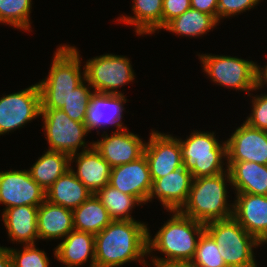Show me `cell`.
Listing matches in <instances>:
<instances>
[{"instance_id": "6da1fadb", "label": "cell", "mask_w": 267, "mask_h": 267, "mask_svg": "<svg viewBox=\"0 0 267 267\" xmlns=\"http://www.w3.org/2000/svg\"><path fill=\"white\" fill-rule=\"evenodd\" d=\"M147 226L137 220H113L95 235V267H119L131 261L147 266Z\"/></svg>"}, {"instance_id": "7a4b0ae2", "label": "cell", "mask_w": 267, "mask_h": 267, "mask_svg": "<svg viewBox=\"0 0 267 267\" xmlns=\"http://www.w3.org/2000/svg\"><path fill=\"white\" fill-rule=\"evenodd\" d=\"M172 213L169 220L159 228L154 238L148 228V255L153 251L166 257L152 255V265L189 264L194 257L199 238L205 231V224L182 214L179 210Z\"/></svg>"}, {"instance_id": "3957f363", "label": "cell", "mask_w": 267, "mask_h": 267, "mask_svg": "<svg viewBox=\"0 0 267 267\" xmlns=\"http://www.w3.org/2000/svg\"><path fill=\"white\" fill-rule=\"evenodd\" d=\"M81 61L75 46L63 44L56 48L48 76L38 82L41 108H62L73 90L85 80Z\"/></svg>"}, {"instance_id": "277c9868", "label": "cell", "mask_w": 267, "mask_h": 267, "mask_svg": "<svg viewBox=\"0 0 267 267\" xmlns=\"http://www.w3.org/2000/svg\"><path fill=\"white\" fill-rule=\"evenodd\" d=\"M226 185L232 186L228 170L193 179L187 201L179 211L203 224L232 217L233 203H228Z\"/></svg>"}, {"instance_id": "5b68a950", "label": "cell", "mask_w": 267, "mask_h": 267, "mask_svg": "<svg viewBox=\"0 0 267 267\" xmlns=\"http://www.w3.org/2000/svg\"><path fill=\"white\" fill-rule=\"evenodd\" d=\"M215 136V132L194 130L185 140L178 138L183 167L190 171L193 179L215 176L228 170L227 162L224 163L227 159L226 141L221 144Z\"/></svg>"}, {"instance_id": "8992f818", "label": "cell", "mask_w": 267, "mask_h": 267, "mask_svg": "<svg viewBox=\"0 0 267 267\" xmlns=\"http://www.w3.org/2000/svg\"><path fill=\"white\" fill-rule=\"evenodd\" d=\"M205 231L218 245L227 267H258L254 249L262 245L233 216L205 224Z\"/></svg>"}, {"instance_id": "52a82bcc", "label": "cell", "mask_w": 267, "mask_h": 267, "mask_svg": "<svg viewBox=\"0 0 267 267\" xmlns=\"http://www.w3.org/2000/svg\"><path fill=\"white\" fill-rule=\"evenodd\" d=\"M203 72L217 85L235 89L236 91H256L257 63L241 57L225 55L198 54Z\"/></svg>"}, {"instance_id": "ba28073f", "label": "cell", "mask_w": 267, "mask_h": 267, "mask_svg": "<svg viewBox=\"0 0 267 267\" xmlns=\"http://www.w3.org/2000/svg\"><path fill=\"white\" fill-rule=\"evenodd\" d=\"M43 129L48 149L50 151L63 152L69 156L87 150L93 146L85 142V136L89 133L85 123L72 120L63 110L41 108ZM83 146V147H82Z\"/></svg>"}, {"instance_id": "9c48e42d", "label": "cell", "mask_w": 267, "mask_h": 267, "mask_svg": "<svg viewBox=\"0 0 267 267\" xmlns=\"http://www.w3.org/2000/svg\"><path fill=\"white\" fill-rule=\"evenodd\" d=\"M130 62L128 57L111 53L93 57L83 66L85 80L94 92L123 94L117 90L135 80L136 74Z\"/></svg>"}, {"instance_id": "30bf717a", "label": "cell", "mask_w": 267, "mask_h": 267, "mask_svg": "<svg viewBox=\"0 0 267 267\" xmlns=\"http://www.w3.org/2000/svg\"><path fill=\"white\" fill-rule=\"evenodd\" d=\"M41 115V96L38 83L26 89L0 97V136Z\"/></svg>"}, {"instance_id": "8fae6325", "label": "cell", "mask_w": 267, "mask_h": 267, "mask_svg": "<svg viewBox=\"0 0 267 267\" xmlns=\"http://www.w3.org/2000/svg\"><path fill=\"white\" fill-rule=\"evenodd\" d=\"M46 200V191L32 179L29 170L0 172V204L3 209L21 205L39 206Z\"/></svg>"}, {"instance_id": "7c38bea8", "label": "cell", "mask_w": 267, "mask_h": 267, "mask_svg": "<svg viewBox=\"0 0 267 267\" xmlns=\"http://www.w3.org/2000/svg\"><path fill=\"white\" fill-rule=\"evenodd\" d=\"M144 154L152 182L183 166L180 141L172 134L152 130Z\"/></svg>"}, {"instance_id": "4fadbf2b", "label": "cell", "mask_w": 267, "mask_h": 267, "mask_svg": "<svg viewBox=\"0 0 267 267\" xmlns=\"http://www.w3.org/2000/svg\"><path fill=\"white\" fill-rule=\"evenodd\" d=\"M226 153V161L267 165V131L242 123L226 140Z\"/></svg>"}, {"instance_id": "5bb4252c", "label": "cell", "mask_w": 267, "mask_h": 267, "mask_svg": "<svg viewBox=\"0 0 267 267\" xmlns=\"http://www.w3.org/2000/svg\"><path fill=\"white\" fill-rule=\"evenodd\" d=\"M101 140L93 141L94 148L113 168L130 163L144 154L145 141L128 128L102 134Z\"/></svg>"}, {"instance_id": "9a60e30c", "label": "cell", "mask_w": 267, "mask_h": 267, "mask_svg": "<svg viewBox=\"0 0 267 267\" xmlns=\"http://www.w3.org/2000/svg\"><path fill=\"white\" fill-rule=\"evenodd\" d=\"M108 185L148 203L152 179L145 154L130 163L113 167Z\"/></svg>"}, {"instance_id": "2e32d148", "label": "cell", "mask_w": 267, "mask_h": 267, "mask_svg": "<svg viewBox=\"0 0 267 267\" xmlns=\"http://www.w3.org/2000/svg\"><path fill=\"white\" fill-rule=\"evenodd\" d=\"M235 194L233 218L262 245L267 244V196Z\"/></svg>"}, {"instance_id": "e0dca14e", "label": "cell", "mask_w": 267, "mask_h": 267, "mask_svg": "<svg viewBox=\"0 0 267 267\" xmlns=\"http://www.w3.org/2000/svg\"><path fill=\"white\" fill-rule=\"evenodd\" d=\"M193 176L185 167H179L152 182L148 202L158 198L166 211L180 210L186 203Z\"/></svg>"}, {"instance_id": "ac0fdd59", "label": "cell", "mask_w": 267, "mask_h": 267, "mask_svg": "<svg viewBox=\"0 0 267 267\" xmlns=\"http://www.w3.org/2000/svg\"><path fill=\"white\" fill-rule=\"evenodd\" d=\"M126 102L127 99L124 94L94 92L90 98L86 114L85 125L87 130L91 133L95 129L99 134L98 129H106L107 125L116 126V131L126 128L122 122Z\"/></svg>"}, {"instance_id": "d6986e66", "label": "cell", "mask_w": 267, "mask_h": 267, "mask_svg": "<svg viewBox=\"0 0 267 267\" xmlns=\"http://www.w3.org/2000/svg\"><path fill=\"white\" fill-rule=\"evenodd\" d=\"M73 162L76 163L77 170L71 166ZM70 169L93 194H96L108 185L112 167L92 146L70 156Z\"/></svg>"}, {"instance_id": "ffe728a7", "label": "cell", "mask_w": 267, "mask_h": 267, "mask_svg": "<svg viewBox=\"0 0 267 267\" xmlns=\"http://www.w3.org/2000/svg\"><path fill=\"white\" fill-rule=\"evenodd\" d=\"M54 257L65 267H79L88 262L95 267V235L72 230L56 248Z\"/></svg>"}, {"instance_id": "44dd1931", "label": "cell", "mask_w": 267, "mask_h": 267, "mask_svg": "<svg viewBox=\"0 0 267 267\" xmlns=\"http://www.w3.org/2000/svg\"><path fill=\"white\" fill-rule=\"evenodd\" d=\"M72 230L73 213L71 209L45 200L38 206L37 231L39 240H63Z\"/></svg>"}, {"instance_id": "7402d4cb", "label": "cell", "mask_w": 267, "mask_h": 267, "mask_svg": "<svg viewBox=\"0 0 267 267\" xmlns=\"http://www.w3.org/2000/svg\"><path fill=\"white\" fill-rule=\"evenodd\" d=\"M38 206L21 205L7 208L2 212V221L10 240L19 244H35Z\"/></svg>"}, {"instance_id": "603a6c76", "label": "cell", "mask_w": 267, "mask_h": 267, "mask_svg": "<svg viewBox=\"0 0 267 267\" xmlns=\"http://www.w3.org/2000/svg\"><path fill=\"white\" fill-rule=\"evenodd\" d=\"M235 193L267 196V165L249 161H227Z\"/></svg>"}, {"instance_id": "cb8c5ba5", "label": "cell", "mask_w": 267, "mask_h": 267, "mask_svg": "<svg viewBox=\"0 0 267 267\" xmlns=\"http://www.w3.org/2000/svg\"><path fill=\"white\" fill-rule=\"evenodd\" d=\"M93 193L75 176L71 169L61 175L46 191V200L74 210Z\"/></svg>"}, {"instance_id": "d4e9b609", "label": "cell", "mask_w": 267, "mask_h": 267, "mask_svg": "<svg viewBox=\"0 0 267 267\" xmlns=\"http://www.w3.org/2000/svg\"><path fill=\"white\" fill-rule=\"evenodd\" d=\"M134 16L121 15L116 21L133 25L136 35H151L162 30L163 0H133Z\"/></svg>"}, {"instance_id": "484cf974", "label": "cell", "mask_w": 267, "mask_h": 267, "mask_svg": "<svg viewBox=\"0 0 267 267\" xmlns=\"http://www.w3.org/2000/svg\"><path fill=\"white\" fill-rule=\"evenodd\" d=\"M74 230L98 234L113 220L96 194L72 210Z\"/></svg>"}, {"instance_id": "4316f807", "label": "cell", "mask_w": 267, "mask_h": 267, "mask_svg": "<svg viewBox=\"0 0 267 267\" xmlns=\"http://www.w3.org/2000/svg\"><path fill=\"white\" fill-rule=\"evenodd\" d=\"M68 169H70L68 154L47 150L28 170L32 179L47 191Z\"/></svg>"}, {"instance_id": "83f0119b", "label": "cell", "mask_w": 267, "mask_h": 267, "mask_svg": "<svg viewBox=\"0 0 267 267\" xmlns=\"http://www.w3.org/2000/svg\"><path fill=\"white\" fill-rule=\"evenodd\" d=\"M219 21L207 13L190 8L171 20L163 29L177 35L200 37L219 25Z\"/></svg>"}, {"instance_id": "f1b7e54d", "label": "cell", "mask_w": 267, "mask_h": 267, "mask_svg": "<svg viewBox=\"0 0 267 267\" xmlns=\"http://www.w3.org/2000/svg\"><path fill=\"white\" fill-rule=\"evenodd\" d=\"M96 196L107 209L112 220H135L131 216V211L135 209V205L143 204L138 198L124 194L110 185L99 190Z\"/></svg>"}, {"instance_id": "f546056e", "label": "cell", "mask_w": 267, "mask_h": 267, "mask_svg": "<svg viewBox=\"0 0 267 267\" xmlns=\"http://www.w3.org/2000/svg\"><path fill=\"white\" fill-rule=\"evenodd\" d=\"M32 0H0V23L31 31Z\"/></svg>"}, {"instance_id": "4dcf8cb0", "label": "cell", "mask_w": 267, "mask_h": 267, "mask_svg": "<svg viewBox=\"0 0 267 267\" xmlns=\"http://www.w3.org/2000/svg\"><path fill=\"white\" fill-rule=\"evenodd\" d=\"M191 267H227L214 239L204 231L199 238Z\"/></svg>"}, {"instance_id": "1f68e13d", "label": "cell", "mask_w": 267, "mask_h": 267, "mask_svg": "<svg viewBox=\"0 0 267 267\" xmlns=\"http://www.w3.org/2000/svg\"><path fill=\"white\" fill-rule=\"evenodd\" d=\"M92 89L91 85L84 80L73 90V93L70 95L67 102L64 103L61 110H63L72 120L85 123L90 98L94 93Z\"/></svg>"}, {"instance_id": "d6a6232c", "label": "cell", "mask_w": 267, "mask_h": 267, "mask_svg": "<svg viewBox=\"0 0 267 267\" xmlns=\"http://www.w3.org/2000/svg\"><path fill=\"white\" fill-rule=\"evenodd\" d=\"M23 250L9 248L13 267H49L50 260L36 244L22 245Z\"/></svg>"}, {"instance_id": "836d02e7", "label": "cell", "mask_w": 267, "mask_h": 267, "mask_svg": "<svg viewBox=\"0 0 267 267\" xmlns=\"http://www.w3.org/2000/svg\"><path fill=\"white\" fill-rule=\"evenodd\" d=\"M252 109L250 115L243 122L248 125L267 131V94L252 96Z\"/></svg>"}, {"instance_id": "e575fe53", "label": "cell", "mask_w": 267, "mask_h": 267, "mask_svg": "<svg viewBox=\"0 0 267 267\" xmlns=\"http://www.w3.org/2000/svg\"><path fill=\"white\" fill-rule=\"evenodd\" d=\"M262 0H218L217 20L236 16L249 11L257 6Z\"/></svg>"}, {"instance_id": "d590c367", "label": "cell", "mask_w": 267, "mask_h": 267, "mask_svg": "<svg viewBox=\"0 0 267 267\" xmlns=\"http://www.w3.org/2000/svg\"><path fill=\"white\" fill-rule=\"evenodd\" d=\"M191 8L190 0H163L162 30L174 18Z\"/></svg>"}, {"instance_id": "8d00e7d4", "label": "cell", "mask_w": 267, "mask_h": 267, "mask_svg": "<svg viewBox=\"0 0 267 267\" xmlns=\"http://www.w3.org/2000/svg\"><path fill=\"white\" fill-rule=\"evenodd\" d=\"M191 8L213 15L217 19L218 0H190Z\"/></svg>"}, {"instance_id": "74e56055", "label": "cell", "mask_w": 267, "mask_h": 267, "mask_svg": "<svg viewBox=\"0 0 267 267\" xmlns=\"http://www.w3.org/2000/svg\"><path fill=\"white\" fill-rule=\"evenodd\" d=\"M267 86V63L263 67L257 64L256 67V90L262 89V87Z\"/></svg>"}, {"instance_id": "f35d334b", "label": "cell", "mask_w": 267, "mask_h": 267, "mask_svg": "<svg viewBox=\"0 0 267 267\" xmlns=\"http://www.w3.org/2000/svg\"><path fill=\"white\" fill-rule=\"evenodd\" d=\"M0 267H13L8 247L0 246Z\"/></svg>"}, {"instance_id": "ab89813d", "label": "cell", "mask_w": 267, "mask_h": 267, "mask_svg": "<svg viewBox=\"0 0 267 267\" xmlns=\"http://www.w3.org/2000/svg\"><path fill=\"white\" fill-rule=\"evenodd\" d=\"M154 267H191L189 264H166V265H153Z\"/></svg>"}]
</instances>
